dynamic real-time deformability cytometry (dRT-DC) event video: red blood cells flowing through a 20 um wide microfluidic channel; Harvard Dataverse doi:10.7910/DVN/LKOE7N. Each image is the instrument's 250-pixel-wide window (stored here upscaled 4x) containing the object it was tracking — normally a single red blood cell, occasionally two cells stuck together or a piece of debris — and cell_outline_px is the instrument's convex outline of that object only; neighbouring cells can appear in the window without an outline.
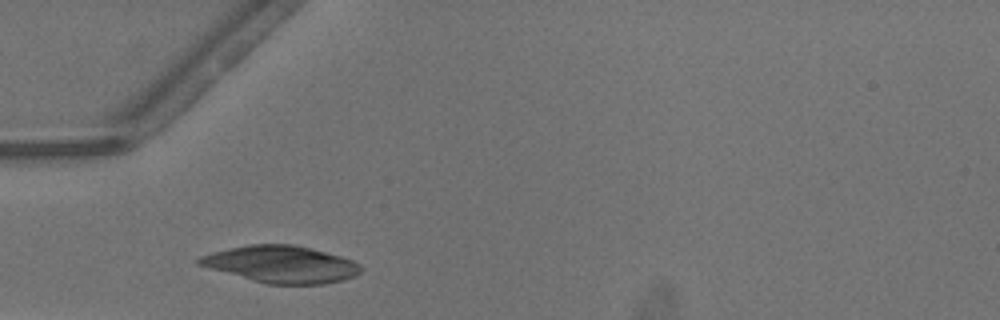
{"species": "common noctule bat (a hibernating species)", "species_latin": "Nyctalus noctula", "temperature_condition": "warm", "stored_images_in_passage": 9, "segment_of_instrument_passage": [1, 2], "camera_frame_rate_fps": 3000, "um_per_image_px": 0.085, "animal": {"sex": "male", "body_mass_g": 13.3}, "frame": {"image": 1, "passage_image": 6, "time_ms": 1.667, "image_size_px": [1000, 320], "cell_outline_px": [[360, 272], [344, 280], [324, 284], [268, 284], [252, 280], [196, 264], [196, 260], [200, 256], [212, 252], [228, 248], [248, 244], [292, 244], [340, 256], [352, 260], [360, 264]], "centroid_in_image_um": [23.87, 22.46], "position_along_channel_um": 61.1, "area_um2": 34.51}}